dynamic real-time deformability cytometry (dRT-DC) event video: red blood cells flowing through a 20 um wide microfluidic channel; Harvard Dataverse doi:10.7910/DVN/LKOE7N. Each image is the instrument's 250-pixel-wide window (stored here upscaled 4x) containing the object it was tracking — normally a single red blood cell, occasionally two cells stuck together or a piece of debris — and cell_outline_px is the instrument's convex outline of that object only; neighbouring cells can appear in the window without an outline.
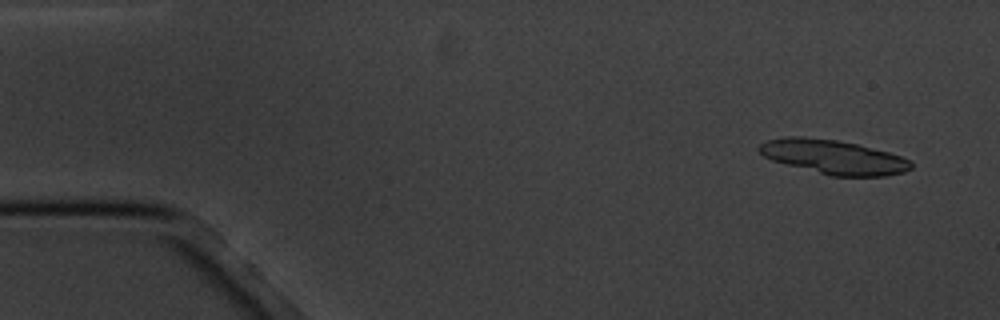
{"species": "common noctule bat (a hibernating species)", "species_latin": "Nyctalus noctula", "temperature_condition": "cold", "stored_images_in_passage": 5, "camera_frame_rate_fps": 3000, "um_per_image_px": 0.085, "animal": {"sex": "male", "body_mass_g": 20.1, "forearm_length_mm": 53.5}, "frame": {"image": 1, "passage_image": 1, "time_ms": 0.0, "image_size_px": [1000, 320], "cell_outline_px": [[912, 168], [904, 172], [888, 176], [832, 176], [772, 160], [764, 156], [756, 148], [760, 144], [768, 140], [784, 136], [800, 136], [836, 140], [856, 144], [888, 152], [912, 160]], "centroid_in_image_um": [70.86, 13.34], "position_along_channel_um": 14.1, "area_um2": 30.11}}